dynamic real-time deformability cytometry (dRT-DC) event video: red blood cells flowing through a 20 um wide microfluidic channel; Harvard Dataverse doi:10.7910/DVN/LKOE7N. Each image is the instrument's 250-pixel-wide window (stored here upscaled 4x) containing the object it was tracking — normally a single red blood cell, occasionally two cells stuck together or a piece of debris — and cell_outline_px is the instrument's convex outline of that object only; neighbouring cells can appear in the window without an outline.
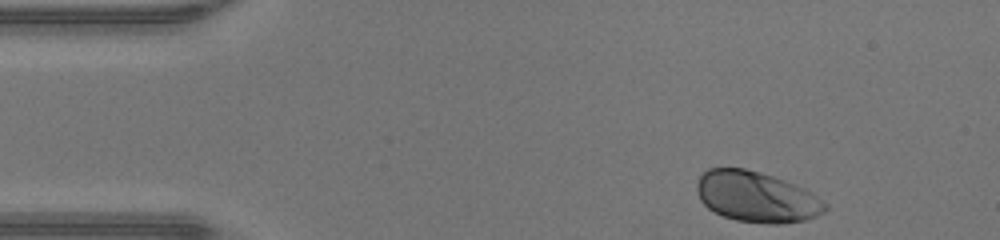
{"species": "human", "species_latin": "Homo sapiens", "temperature_condition": "warm", "stored_images_in_passage": 35, "camera_frame_rate_fps": 3000, "um_per_image_px": 0.085, "donor": {"sex": "male"}, "frame": {"image": 1, "passage_image": 1, "time_ms": 0.0, "image_size_px": [1000, 240], "cell_outline_px": [[828, 208], [824, 212], [816, 216], [804, 220], [780, 224], [768, 224], [736, 220], [724, 216], [708, 208], [700, 200], [696, 188], [696, 184], [700, 176], [708, 168], [744, 168], [760, 172], [784, 180], [804, 188], [828, 204]], "centroid_in_image_um": [64.3, 16.73], "position_along_channel_um": 20.7, "area_um2": 37.8}}
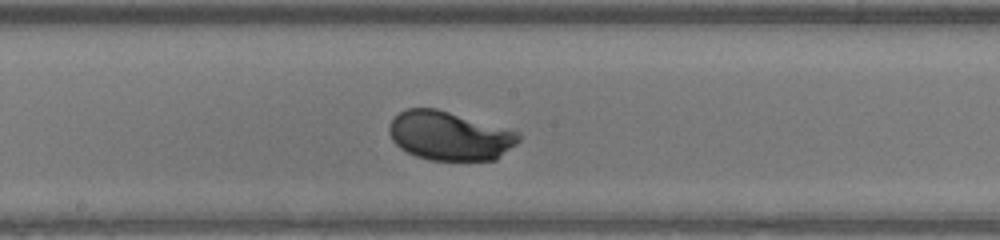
{"frame": {"image": 2, "passage_image": 20, "time_ms": 6.333, "image_size_px": [1000, 240], "cell_outline_px": [[520, 140], [516, 144], [496, 160], [428, 160], [416, 156], [400, 148], [392, 140], [388, 132], [388, 124], [400, 112], [408, 108], [436, 108], [520, 132]], "centroid_in_image_um": [38.21, 11.55], "position_along_channel_um": 210.0, "area_um2": 36.93}}
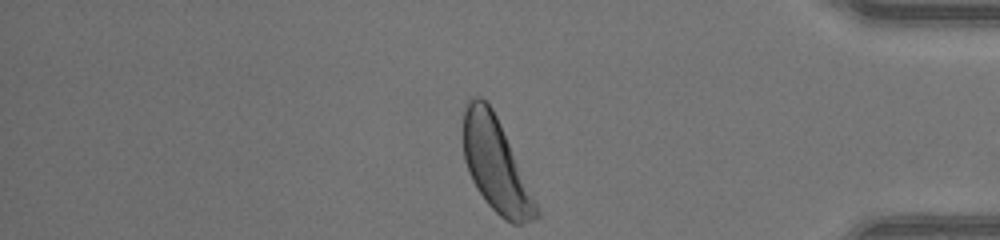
{"frame": {"image": 3, "passage_image": 35, "time_ms": 11.333, "image_size_px": [1000, 240], "cell_outline_px": [[540, 216], [532, 220], [520, 224], [512, 224], [504, 220], [484, 200], [476, 188], [468, 172], [464, 160], [464, 112], [472, 96], [480, 96], [492, 108], [496, 116], [540, 212]], "centroid_in_image_um": [42.12, 14.06], "position_along_channel_um": 393.1, "area_um2": 38.61}, "authors_computed_cell_mechanics": {"area_um2": 36.7608, "velocity_mm_per_s": 4.3085, "shape_relaxation_time_tau1_ms": 1.3669, "shape_relaxation_time_tau2_ms": null, "deformation_change_tau1": 0.1132, "deformation_change_tau2": null}}